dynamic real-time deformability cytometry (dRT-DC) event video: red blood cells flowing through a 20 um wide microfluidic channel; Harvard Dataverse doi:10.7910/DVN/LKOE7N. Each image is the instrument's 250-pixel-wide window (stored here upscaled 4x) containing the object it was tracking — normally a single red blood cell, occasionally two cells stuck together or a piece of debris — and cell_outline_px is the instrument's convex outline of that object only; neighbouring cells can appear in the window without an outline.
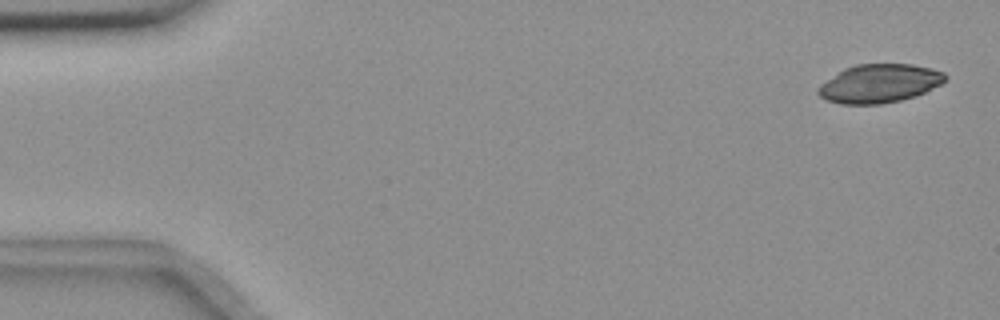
{"species": "common noctule bat (a hibernating species)", "species_latin": "Nyctalus noctula", "temperature_condition": "room temperature", "stored_images_in_passage": 5, "camera_frame_rate_fps": 3000, "um_per_image_px": 0.085, "animal": {"sex": "female", "body_mass_g": 18.4}, "frame": {"image": 1, "passage_image": 1, "time_ms": 0.0, "image_size_px": [1000, 320], "cell_outline_px": [[948, 76], [940, 84], [916, 96], [900, 100], [880, 104], [840, 104], [824, 100], [816, 92], [816, 88], [820, 84], [844, 68], [856, 64], [912, 64], [932, 68], [944, 72]], "centroid_in_image_um": [74.71, 7.09], "position_along_channel_um": 10.3, "area_um2": 28.67}}
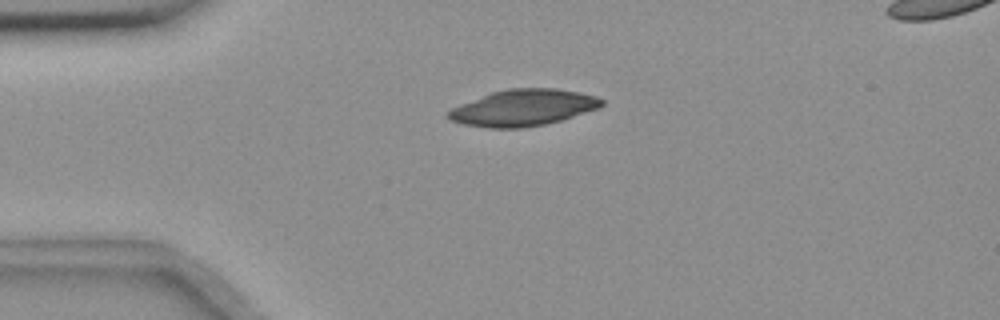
{"frame": {"image": 2, "passage_image": 4, "time_ms": 3.667, "image_size_px": [1000, 320], "cell_outline_px": [[604, 104], [600, 108], [560, 120], [544, 124], [524, 128], [488, 128], [464, 124], [452, 120], [444, 116], [452, 108], [460, 104], [492, 92], [508, 88], [556, 88], [580, 92], [596, 96], [604, 100]], "centroid_in_image_um": [44.49, 9.15], "position_along_channel_um": 40.5, "area_um2": 32.54}}